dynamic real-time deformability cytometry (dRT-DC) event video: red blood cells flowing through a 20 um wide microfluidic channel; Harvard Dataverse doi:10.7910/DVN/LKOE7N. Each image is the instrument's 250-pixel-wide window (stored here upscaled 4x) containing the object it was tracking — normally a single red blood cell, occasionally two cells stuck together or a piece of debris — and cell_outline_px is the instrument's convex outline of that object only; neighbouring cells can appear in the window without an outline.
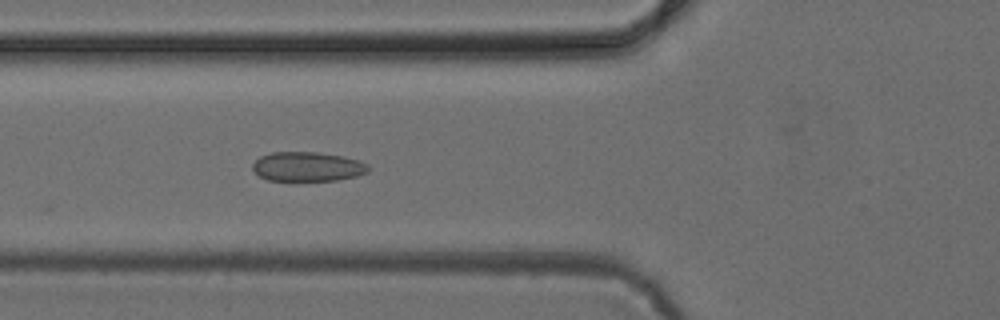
{"species": "common noctule bat (a hibernating species)", "species_latin": "Nyctalus noctula", "temperature_condition": "cold", "stored_images_in_passage": 5, "camera_frame_rate_fps": 3000, "um_per_image_px": 0.085, "animal": {"sex": "female", "body_mass_g": 24.6, "forearm_length_mm": 56.2}, "frame": {"image": 1, "passage_image": 5, "time_ms": 6.0, "image_size_px": [1000, 320], "cell_outline_px": [[368, 172], [356, 176], [336, 180], [268, 180], [260, 176], [252, 168], [252, 164], [260, 156], [272, 152], [320, 152], [344, 156], [360, 160], [368, 164]], "centroid_in_image_um": [26.16, 14.15], "position_along_channel_um": 99.6, "area_um2": 19.83}}